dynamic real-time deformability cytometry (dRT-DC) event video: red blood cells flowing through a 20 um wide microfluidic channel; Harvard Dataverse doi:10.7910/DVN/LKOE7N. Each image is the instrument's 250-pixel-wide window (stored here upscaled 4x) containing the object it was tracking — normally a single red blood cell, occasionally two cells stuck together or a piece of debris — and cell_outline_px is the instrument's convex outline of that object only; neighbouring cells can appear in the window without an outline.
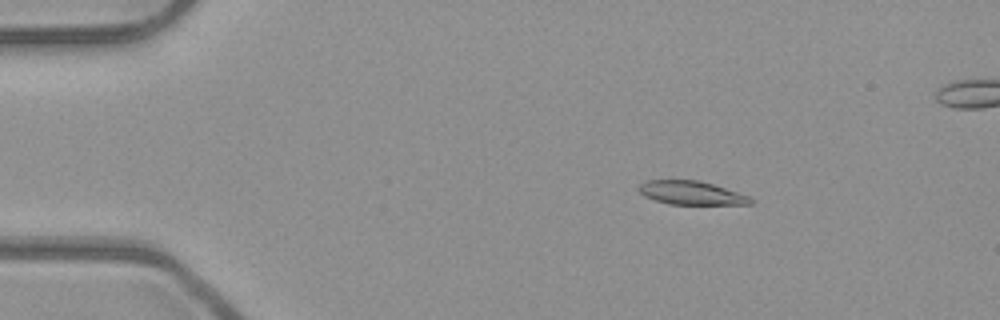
{"species": "common noctule bat (a hibernating species)", "species_latin": "Nyctalus noctula", "temperature_condition": "room temperature", "stored_images_in_passage": 53, "camera_frame_rate_fps": 3000, "um_per_image_px": 0.085, "animal": {"sex": "male", "body_mass_g": 23.1, "forearm_length_mm": 52.7}, "frame": {"image": 1, "passage_image": 9, "time_ms": 2.667, "image_size_px": [1000, 320], "cell_outline_px": [[752, 204], [668, 204], [644, 196], [636, 188], [644, 180], [700, 180], [748, 196], [752, 200]], "centroid_in_image_um": [58.68, 16.39], "position_along_channel_um": 26.3, "area_um2": 15.2}}
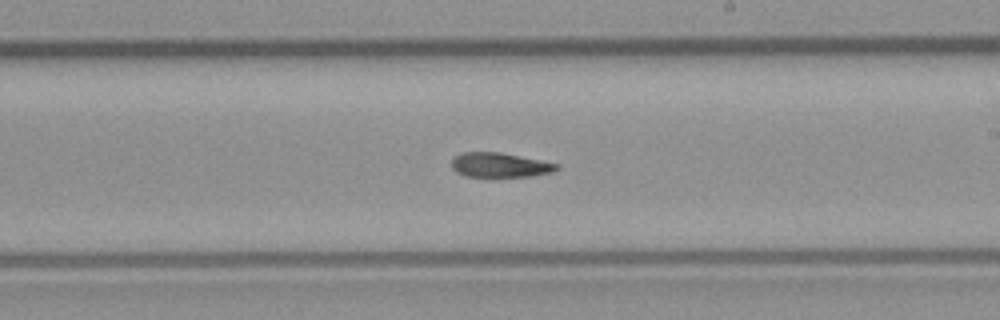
{"frame": {"image": 2, "passage_image": 31, "time_ms": 10.0, "image_size_px": [1000, 320], "cell_outline_px": [[560, 168], [552, 172], [532, 176], [464, 176], [456, 172], [452, 168], [452, 160], [456, 156], [464, 152], [500, 152], [560, 164]], "centroid_in_image_um": [42.51, 14.02], "position_along_channel_um": 246.5, "area_um2": 14.91}}
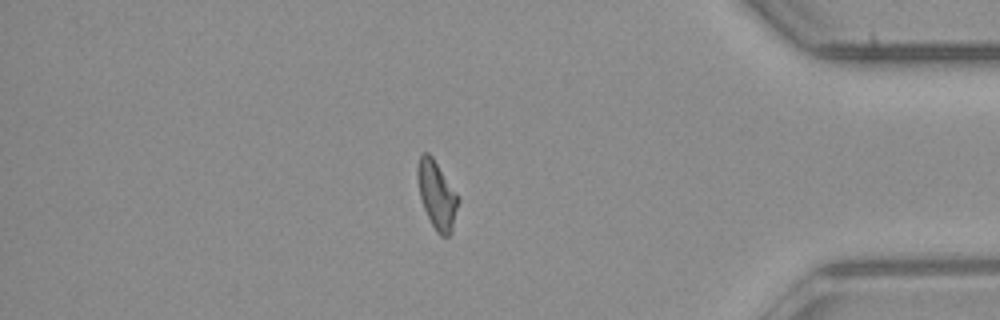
{"frame": {"image": 3, "passage_image": 45, "time_ms": 14.667, "image_size_px": [1000, 320], "cell_outline_px": [[460, 200], [452, 232], [448, 236], [440, 236], [436, 232], [424, 208], [420, 196], [416, 176], [416, 172], [420, 152], [428, 152], [432, 156], [456, 192]], "centroid_in_image_um": [37.13, 16.56], "position_along_channel_um": 398.1, "area_um2": 16.18}, "authors_computed_cell_mechanics": {"area_um2": 16.0106, "velocity_mm_per_s": 3.9853, "shape_relaxation_time_tau1_ms": null, "shape_relaxation_time_tau2_ms": 5.8849, "deformation_change_tau1": null, "deformation_change_tau2": 0.1357}}